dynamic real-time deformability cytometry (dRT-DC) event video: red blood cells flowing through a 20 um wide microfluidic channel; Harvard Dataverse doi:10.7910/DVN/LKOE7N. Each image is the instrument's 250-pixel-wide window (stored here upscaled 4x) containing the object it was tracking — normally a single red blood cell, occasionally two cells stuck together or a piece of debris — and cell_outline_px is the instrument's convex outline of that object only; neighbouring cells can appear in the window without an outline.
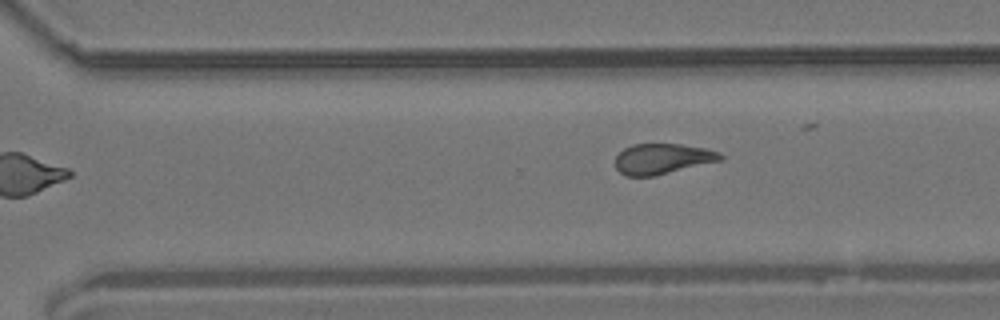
{"species": "common noctule bat (a hibernating species)", "species_latin": "Nyctalus noctula", "temperature_condition": "room temperature", "stored_images_in_passage": 11, "camera_frame_rate_fps": 3000, "um_per_image_px": 0.085, "animal": {"sex": "male", "body_mass_g": 19.2, "forearm_length_mm": 51.8}, "frame": {"image": 1, "passage_image": 11, "time_ms": 13.0, "image_size_px": [1000, 320], "cell_outline_px": [[724, 160], [656, 176], [624, 176], [616, 168], [616, 156], [624, 148], [632, 144], [680, 144], [704, 148], [720, 152], [724, 156]], "centroid_in_image_um": [56.34, 13.51], "position_along_channel_um": 314.3, "area_um2": 18.9}}